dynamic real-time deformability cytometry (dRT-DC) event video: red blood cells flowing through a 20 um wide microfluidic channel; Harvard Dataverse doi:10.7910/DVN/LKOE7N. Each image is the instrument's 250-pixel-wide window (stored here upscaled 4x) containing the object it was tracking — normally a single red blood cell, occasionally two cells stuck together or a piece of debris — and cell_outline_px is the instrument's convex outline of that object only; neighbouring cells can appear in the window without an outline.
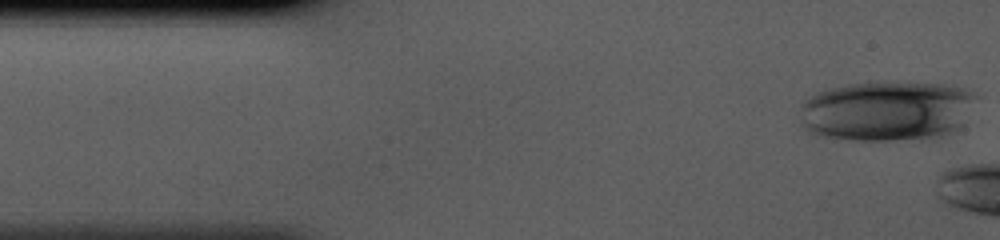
{"species": "human", "species_latin": "Homo sapiens", "temperature_condition": "cold", "stored_images_in_passage": 6, "camera_frame_rate_fps": 3000, "um_per_image_px": 0.085, "donor": {"sex": "male"}, "frame": {"image": 1, "passage_image": 1, "time_ms": 0.0, "image_size_px": [1000, 240], "cell_outline_px": [[980, 96], [960, 124], [952, 132], [940, 136], [892, 140], [856, 140], [824, 136], [808, 132], [800, 124], [800, 104], [808, 96], [824, 88], [844, 84], [872, 80], [904, 80], [944, 84], [964, 88]], "centroid_in_image_um": [75.32, 9.36], "position_along_channel_um": 9.7, "area_um2": 63.29}}